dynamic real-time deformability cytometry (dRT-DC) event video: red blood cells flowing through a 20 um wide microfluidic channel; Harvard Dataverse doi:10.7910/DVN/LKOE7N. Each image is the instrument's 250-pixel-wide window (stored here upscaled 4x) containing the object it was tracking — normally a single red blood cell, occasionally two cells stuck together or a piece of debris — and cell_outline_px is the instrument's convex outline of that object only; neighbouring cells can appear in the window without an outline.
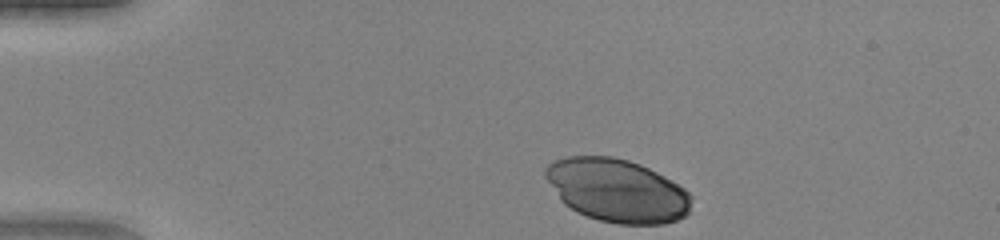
{"species": "human", "species_latin": "Homo sapiens", "temperature_condition": "warm", "stored_images_in_passage": 34, "camera_frame_rate_fps": 3000, "um_per_image_px": 0.085, "donor": {"sex": "female"}, "frame": {"image": 1, "passage_image": 1, "time_ms": 0.0, "image_size_px": [1000, 240], "cell_outline_px": [[692, 196], [688, 212], [684, 216], [676, 220], [664, 224], [616, 224], [600, 220], [576, 212], [564, 204], [560, 200], [544, 176], [544, 168], [552, 160], [568, 156], [612, 156], [628, 160], [640, 164], [672, 180], [684, 188]], "centroid_in_image_um": [52.42, 16.18], "position_along_channel_um": 32.6, "area_um2": 53.87}}